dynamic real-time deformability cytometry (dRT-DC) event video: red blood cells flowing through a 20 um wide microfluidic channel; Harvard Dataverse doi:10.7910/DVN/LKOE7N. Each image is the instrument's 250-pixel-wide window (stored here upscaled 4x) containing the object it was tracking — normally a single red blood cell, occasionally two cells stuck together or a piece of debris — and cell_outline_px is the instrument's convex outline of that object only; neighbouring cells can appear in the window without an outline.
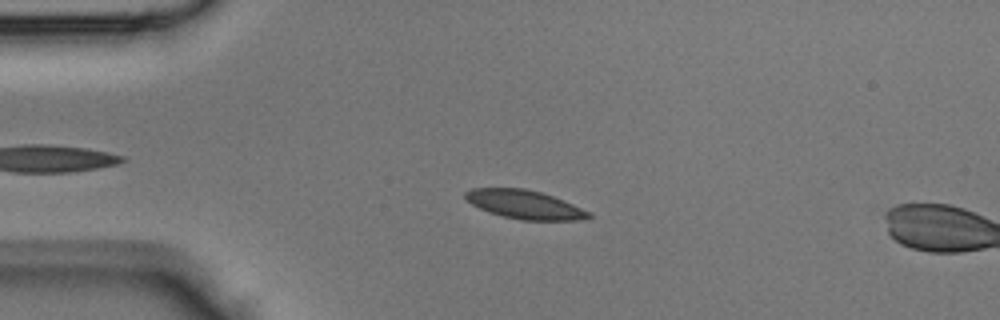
{"species": "Egyptian fruit bat (a non-hibernating species)", "species_latin": "Rousettus aegyptiacus", "temperature_condition": "room temperature", "stored_images_in_passage": 36, "camera_frame_rate_fps": 3000, "um_per_image_px": 0.085, "animal": {"sex": "male"}, "frame": {"image": 1, "passage_image": 10, "time_ms": 3.0, "image_size_px": [1000, 320], "cell_outline_px": [[592, 216], [588, 220], [520, 220], [488, 212], [472, 204], [464, 196], [464, 192], [472, 188], [524, 188], [540, 192], [552, 196], [592, 212]], "centroid_in_image_um": [44.62, 17.39], "position_along_channel_um": 40.4, "area_um2": 20.58}}
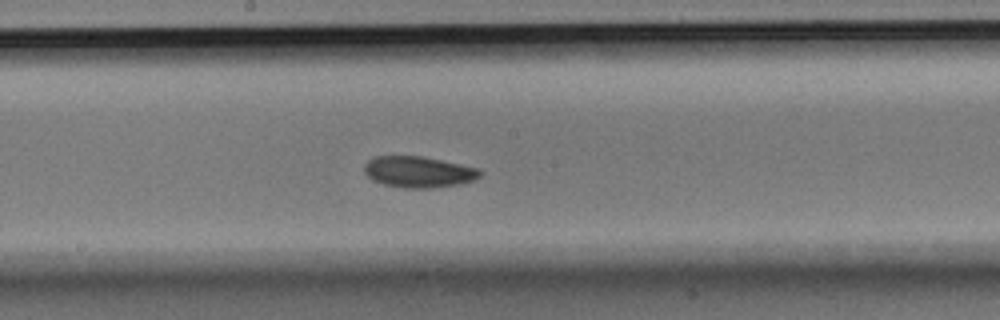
{"frame": {"image": 2, "passage_image": 23, "time_ms": 7.333, "image_size_px": [1000, 320], "cell_outline_px": [[484, 172], [480, 176], [472, 180], [460, 184], [432, 188], [404, 188], [384, 184], [372, 180], [364, 172], [364, 164], [368, 160], [376, 156], [424, 156], [480, 168]], "centroid_in_image_um": [35.59, 14.61], "position_along_channel_um": 212.6, "area_um2": 21.21}}
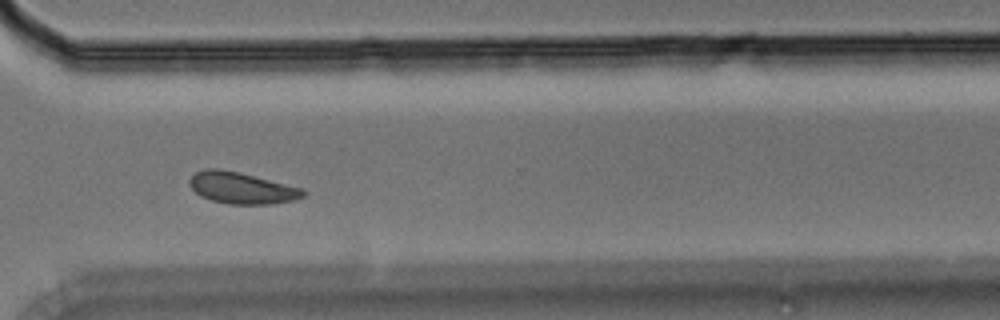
{"frame": {"image": 3, "passage_image": 32, "time_ms": 10.333, "image_size_px": [1000, 320], "cell_outline_px": [[304, 196], [292, 200], [268, 204], [228, 204], [212, 200], [200, 196], [188, 184], [188, 180], [196, 172], [204, 168], [220, 168], [304, 188]], "centroid_in_image_um": [20.5, 15.97], "position_along_channel_um": 350.1, "area_um2": 20.69}}